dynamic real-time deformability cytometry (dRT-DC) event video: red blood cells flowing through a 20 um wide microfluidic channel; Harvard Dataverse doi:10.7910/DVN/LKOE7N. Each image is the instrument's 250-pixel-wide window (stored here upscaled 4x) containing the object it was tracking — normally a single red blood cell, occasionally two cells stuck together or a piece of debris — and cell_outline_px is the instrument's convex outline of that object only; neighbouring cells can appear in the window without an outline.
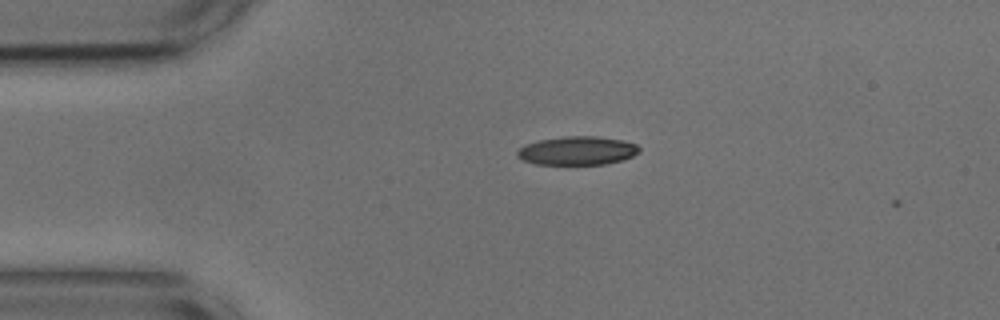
{"species": "common noctule bat (a hibernating species)", "species_latin": "Nyctalus noctula", "temperature_condition": "cold", "stored_images_in_passage": 2, "camera_frame_rate_fps": 3000, "um_per_image_px": 0.085, "animal": {"sex": "male", "body_mass_g": 17.9, "forearm_length_mm": 54.2}, "frame": {"image": 1, "passage_image": 1, "time_ms": 0.0, "image_size_px": [1000, 320], "cell_outline_px": [[640, 152], [632, 156], [620, 160], [604, 164], [536, 164], [524, 160], [516, 156], [516, 152], [524, 144], [540, 140], [564, 136], [596, 136], [624, 140], [636, 144], [640, 148]], "centroid_in_image_um": [49.07, 12.8], "position_along_channel_um": 35.9, "area_um2": 20.29}}